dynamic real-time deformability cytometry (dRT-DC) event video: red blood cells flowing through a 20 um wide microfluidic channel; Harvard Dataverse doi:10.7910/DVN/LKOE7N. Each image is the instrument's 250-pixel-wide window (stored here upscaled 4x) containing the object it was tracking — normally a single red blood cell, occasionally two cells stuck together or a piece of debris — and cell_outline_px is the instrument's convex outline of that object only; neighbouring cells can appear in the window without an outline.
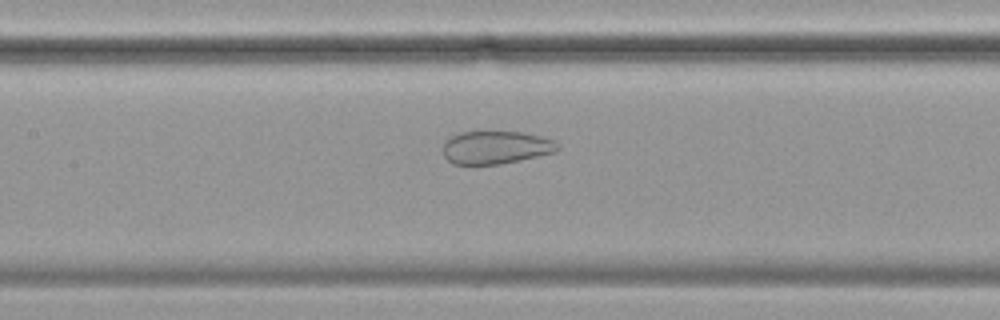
{"species": "common noctule bat (a hibernating species)", "species_latin": "Nyctalus noctula", "temperature_condition": "cold", "stored_images_in_passage": 38, "camera_frame_rate_fps": 3000, "um_per_image_px": 0.085, "animal": {"sex": "female", "body_mass_g": 19.9}, "frame": {"image": 1, "passage_image": 17, "time_ms": 5.333, "image_size_px": [1000, 320], "cell_outline_px": [[560, 148], [556, 152], [500, 164], [452, 164], [444, 156], [444, 140], [460, 132], [524, 132], [552, 140], [560, 144]], "centroid_in_image_um": [42.14, 12.53], "position_along_channel_um": 165.3, "area_um2": 21.91}}